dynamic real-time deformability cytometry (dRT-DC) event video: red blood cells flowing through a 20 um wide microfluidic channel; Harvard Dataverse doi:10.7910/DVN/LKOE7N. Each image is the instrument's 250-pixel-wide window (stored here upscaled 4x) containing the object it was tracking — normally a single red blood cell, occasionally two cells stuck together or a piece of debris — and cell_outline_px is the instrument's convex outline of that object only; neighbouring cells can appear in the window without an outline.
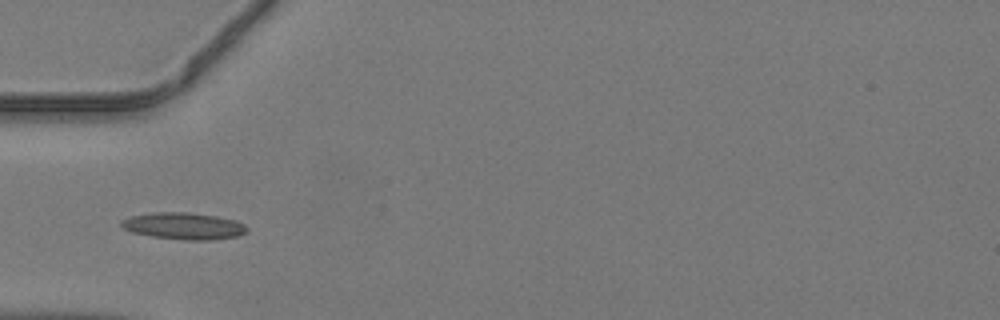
{"species": "common noctule bat (a hibernating species)", "species_latin": "Nyctalus noctula", "temperature_condition": "warm", "stored_images_in_passage": 33, "segment_of_instrument_passage": [1, 2], "camera_frame_rate_fps": 3000, "um_per_image_px": 0.085, "animal": {"sex": "male", "body_mass_g": 19.2, "forearm_length_mm": 51.8}, "frame": {"image": 1, "passage_image": 1, "time_ms": 0.0, "image_size_px": [1000, 320], "cell_outline_px": [[248, 232], [240, 236], [212, 240], [184, 240], [152, 236], [132, 232], [124, 228], [120, 224], [120, 220], [132, 216], [152, 212], [188, 212], [216, 216], [236, 220], [244, 224], [248, 228]], "centroid_in_image_um": [15.66, 19.21], "position_along_channel_um": 69.3, "area_um2": 19.77}}
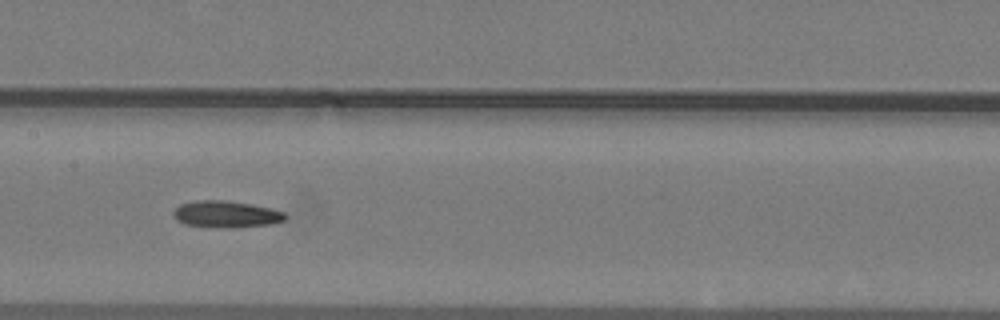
{"frame": {"image": 2, "passage_image": 9, "time_ms": 2.667, "image_size_px": [1000, 320], "cell_outline_px": [[288, 216], [284, 220], [272, 224], [232, 228], [228, 228], [184, 224], [176, 220], [172, 212], [180, 204], [196, 200], [228, 200], [272, 208], [284, 212]], "centroid_in_image_um": [19.23, 18.2], "position_along_channel_um": 188.2, "area_um2": 17.51}}
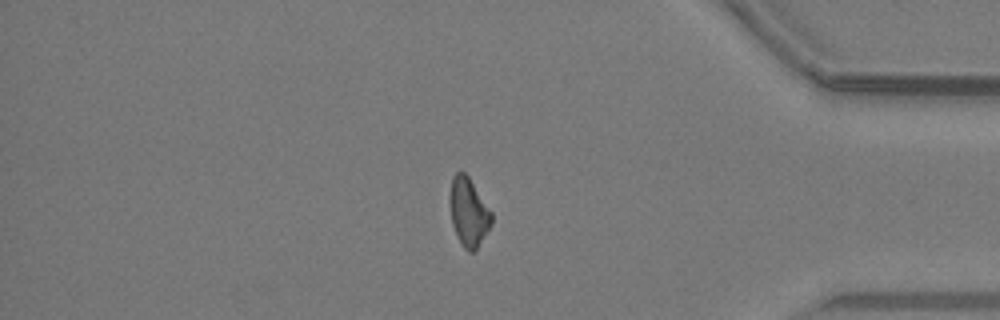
{"frame": {"image": 3, "passage_image": 25, "time_ms": 8.0, "image_size_px": [1000, 320], "cell_outline_px": [[492, 224], [476, 248], [472, 252], [468, 252], [464, 248], [456, 236], [452, 224], [452, 176], [456, 172], [464, 172], [468, 176], [492, 212]], "centroid_in_image_um": [39.86, 18.06], "position_along_channel_um": 395.3, "area_um2": 16.01}}